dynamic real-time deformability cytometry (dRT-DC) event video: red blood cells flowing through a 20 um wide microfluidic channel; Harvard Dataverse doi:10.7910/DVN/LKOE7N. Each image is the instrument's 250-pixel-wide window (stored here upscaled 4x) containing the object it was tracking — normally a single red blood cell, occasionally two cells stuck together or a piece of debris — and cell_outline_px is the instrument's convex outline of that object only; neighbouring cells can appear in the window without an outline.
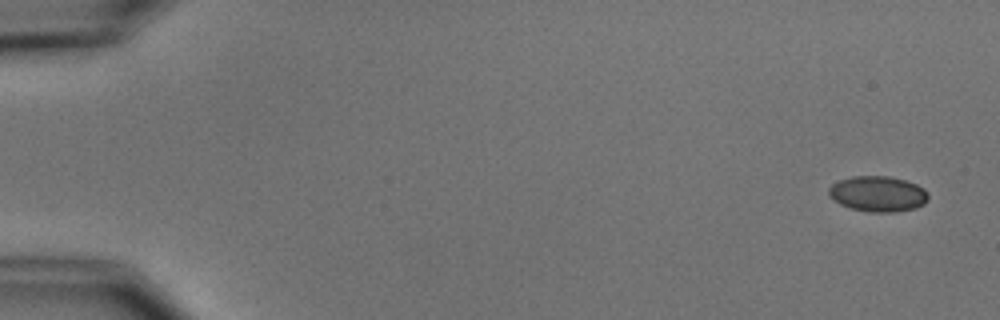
{"species": "common noctule bat (a hibernating species)", "species_latin": "Nyctalus noctula", "temperature_condition": "cold", "stored_images_in_passage": 6, "camera_frame_rate_fps": 3000, "um_per_image_px": 0.085, "animal": {"sex": "male", "body_mass_g": 15.6}, "frame": {"image": 1, "passage_image": 1, "time_ms": 0.0, "image_size_px": [1000, 320], "cell_outline_px": [[928, 200], [924, 204], [916, 208], [892, 212], [872, 212], [852, 208], [840, 204], [832, 200], [828, 192], [828, 188], [832, 184], [840, 180], [852, 176], [888, 176], [904, 180], [916, 184], [924, 188], [928, 192]], "centroid_in_image_um": [74.63, 16.47], "position_along_channel_um": 10.4, "area_um2": 20.63}}